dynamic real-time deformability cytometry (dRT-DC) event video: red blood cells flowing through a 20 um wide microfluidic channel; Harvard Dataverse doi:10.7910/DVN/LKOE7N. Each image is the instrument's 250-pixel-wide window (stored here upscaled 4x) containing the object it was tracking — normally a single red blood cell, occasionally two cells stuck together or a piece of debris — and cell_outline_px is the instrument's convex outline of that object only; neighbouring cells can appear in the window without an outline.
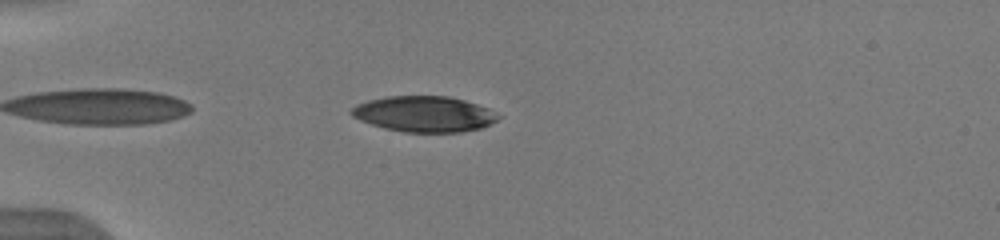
{"species": "human", "species_latin": "Homo sapiens", "temperature_condition": "warm", "stored_images_in_passage": 39, "camera_frame_rate_fps": 3000, "um_per_image_px": 0.085, "donor": {"sex": "male"}, "frame": {"image": 1, "passage_image": 3, "time_ms": 0.667, "image_size_px": [1000, 240], "cell_outline_px": [[500, 116], [496, 120], [480, 128], [460, 132], [404, 132], [384, 128], [360, 120], [352, 116], [352, 108], [356, 104], [368, 100], [388, 96], [448, 96], [464, 100], [488, 108]], "centroid_in_image_um": [36.04, 9.69], "position_along_channel_um": 49.0, "area_um2": 30.29}}
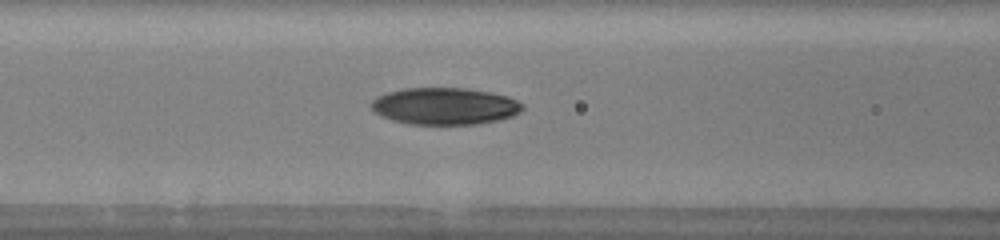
{"frame": {"image": 2, "passage_image": 11, "time_ms": 3.333, "image_size_px": [1000, 240], "cell_outline_px": [[524, 108], [520, 112], [512, 116], [500, 120], [476, 124], [408, 124], [392, 120], [376, 112], [372, 108], [372, 100], [376, 96], [388, 92], [404, 88], [464, 88], [488, 92], [508, 96], [524, 104]], "centroid_in_image_um": [37.83, 9.02], "position_along_channel_um": 128.8, "area_um2": 32.48}}
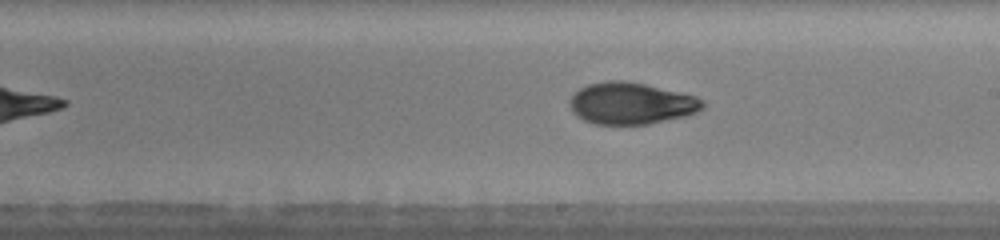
{"frame": {"image": 3, "passage_image": 19, "time_ms": 6.0, "image_size_px": [1000, 240], "cell_outline_px": [[704, 108], [696, 112], [684, 116], [648, 124], [596, 124], [584, 120], [576, 116], [572, 112], [568, 104], [572, 96], [580, 88], [588, 84], [608, 80], [624, 80], [644, 84], [680, 92], [696, 96], [704, 100]], "centroid_in_image_um": [53.63, 8.78], "position_along_channel_um": 235.4, "area_um2": 32.31}, "authors_computed_cell_mechanics": {"area_um2": 31.9056, "velocity_mm_per_s": 3.9971, "shape_relaxation_time_tau1_ms": 5.0052, "shape_relaxation_time_tau2_ms": 2.2985, "deformation_change_tau1": 0.1879, "deformation_change_tau2": 0.0709}}